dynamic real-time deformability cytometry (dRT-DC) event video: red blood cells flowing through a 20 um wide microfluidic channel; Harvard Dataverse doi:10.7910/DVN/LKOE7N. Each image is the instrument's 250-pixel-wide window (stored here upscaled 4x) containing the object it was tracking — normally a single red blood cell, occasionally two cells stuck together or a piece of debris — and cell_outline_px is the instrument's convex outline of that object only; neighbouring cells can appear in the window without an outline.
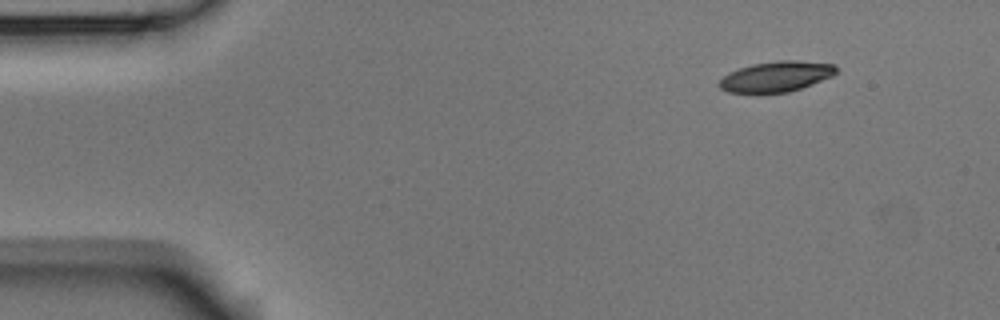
{"species": "Egyptian fruit bat (a non-hibernating species)", "species_latin": "Rousettus aegyptiacus", "temperature_condition": "room temperature", "stored_images_in_passage": 2, "camera_frame_rate_fps": 3000, "um_per_image_px": 0.085, "animal": {"sex": "male"}, "frame": {"image": 1, "passage_image": 1, "time_ms": 0.0, "image_size_px": [1000, 320], "cell_outline_px": [[836, 72], [832, 76], [812, 84], [788, 92], [728, 92], [720, 88], [716, 84], [728, 72], [752, 64], [776, 60], [796, 60], [836, 64]], "centroid_in_image_um": [65.97, 6.49], "position_along_channel_um": 19.0, "area_um2": 20.63}}